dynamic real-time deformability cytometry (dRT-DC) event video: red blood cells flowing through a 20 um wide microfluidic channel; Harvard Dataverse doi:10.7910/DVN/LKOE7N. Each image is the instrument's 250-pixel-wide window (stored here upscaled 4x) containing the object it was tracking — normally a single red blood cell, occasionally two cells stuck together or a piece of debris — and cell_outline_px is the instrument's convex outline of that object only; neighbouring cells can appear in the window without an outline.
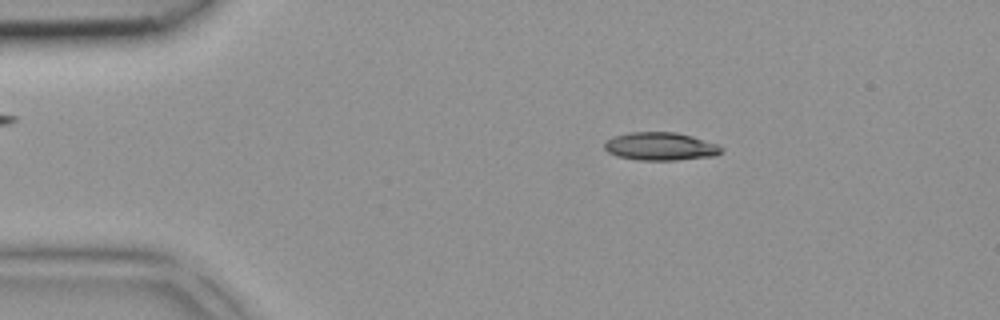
{"species": "common noctule bat (a hibernating species)", "species_latin": "Nyctalus noctula", "temperature_condition": "room temperature", "stored_images_in_passage": 38, "camera_frame_rate_fps": 3000, "um_per_image_px": 0.085, "animal": {"sex": "female", "body_mass_g": 18.4}, "frame": {"image": 1, "passage_image": 3, "time_ms": 0.667, "image_size_px": [1000, 320], "cell_outline_px": [[724, 152], [716, 156], [676, 160], [636, 160], [616, 156], [608, 152], [604, 148], [604, 144], [612, 136], [628, 132], [676, 132], [692, 136], [720, 144], [724, 148]], "centroid_in_image_um": [56.18, 12.44], "position_along_channel_um": 28.8, "area_um2": 19.48}}
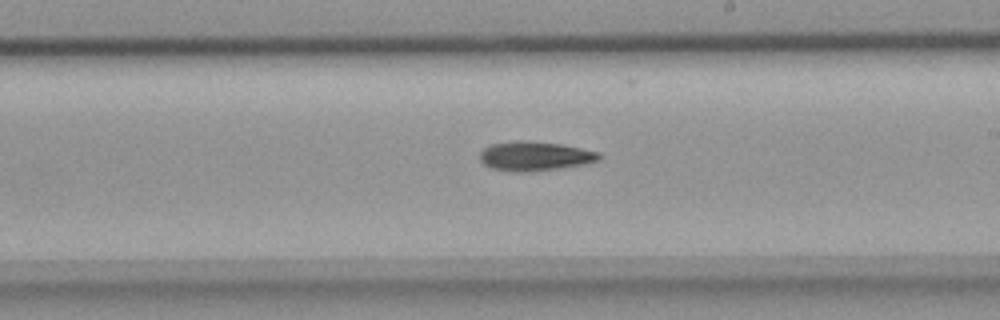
{"frame": {"image": 2, "passage_image": 20, "time_ms": 6.333, "image_size_px": [1000, 320], "cell_outline_px": [[600, 160], [584, 164], [528, 172], [516, 172], [492, 168], [484, 164], [480, 160], [480, 152], [484, 148], [492, 144], [512, 140], [520, 140], [560, 144], [600, 152]], "centroid_in_image_um": [45.44, 13.26], "position_along_channel_um": 243.6, "area_um2": 20.17}}
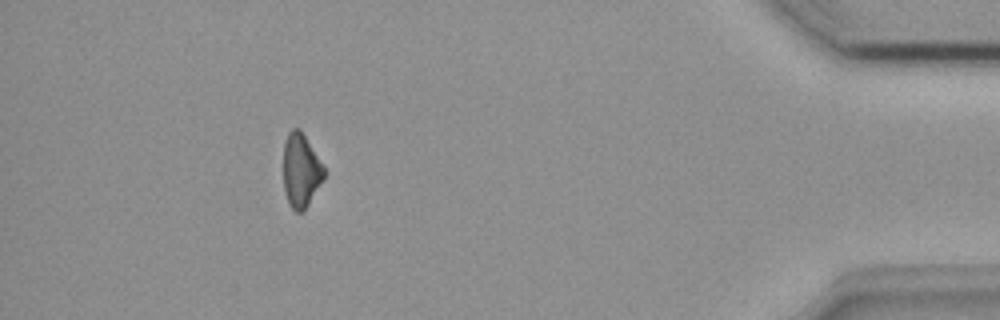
{"frame": {"image": 3, "passage_image": 34, "time_ms": 11.0, "image_size_px": [1000, 320], "cell_outline_px": [[324, 180], [308, 204], [300, 212], [296, 212], [288, 204], [284, 188], [284, 144], [288, 132], [292, 128], [300, 128], [324, 168]], "centroid_in_image_um": [25.57, 14.49], "position_along_channel_um": 409.6, "area_um2": 17.22}}